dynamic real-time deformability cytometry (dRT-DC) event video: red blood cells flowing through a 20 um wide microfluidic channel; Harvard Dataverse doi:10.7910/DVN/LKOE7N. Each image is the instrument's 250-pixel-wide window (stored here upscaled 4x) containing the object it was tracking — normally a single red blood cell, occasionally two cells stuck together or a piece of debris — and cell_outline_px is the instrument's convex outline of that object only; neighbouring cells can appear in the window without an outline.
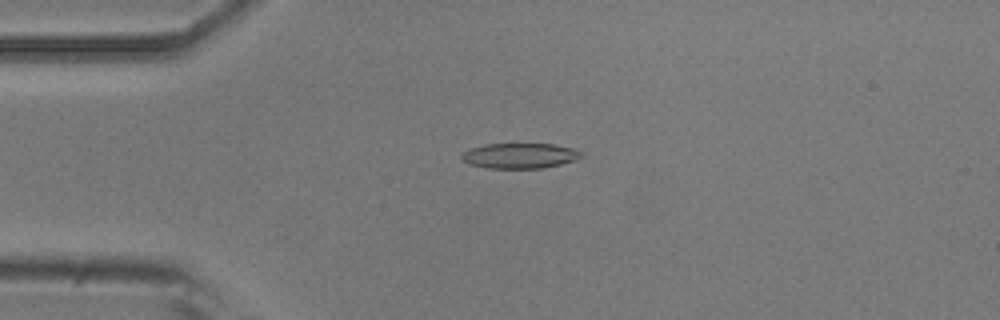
{"species": "common noctule bat (a hibernating species)", "species_latin": "Nyctalus noctula", "temperature_condition": "room temperature", "stored_images_in_passage": 53, "camera_frame_rate_fps": 3000, "um_per_image_px": 0.085, "animal": {"sex": "male", "body_mass_g": 20.5, "forearm_length_mm": 52.5}, "frame": {"image": 1, "passage_image": 13, "time_ms": 4.0, "image_size_px": [1000, 320], "cell_outline_px": [[580, 156], [576, 160], [544, 168], [488, 168], [468, 164], [460, 160], [460, 156], [464, 152], [472, 148], [484, 144], [556, 144], [572, 148], [580, 152]], "centroid_in_image_um": [44.13, 13.24], "position_along_channel_um": 40.9, "area_um2": 17.57}}
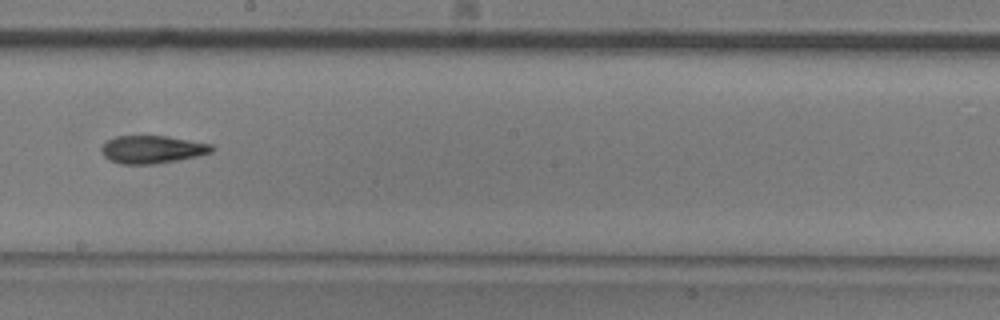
{"frame": {"image": 2, "passage_image": 30, "time_ms": 9.667, "image_size_px": [1000, 320], "cell_outline_px": [[212, 152], [196, 156], [176, 160], [152, 164], [120, 164], [104, 156], [100, 148], [108, 140], [116, 136], [168, 136], [212, 144]], "centroid_in_image_um": [12.92, 12.69], "position_along_channel_um": 235.3, "area_um2": 17.63}}
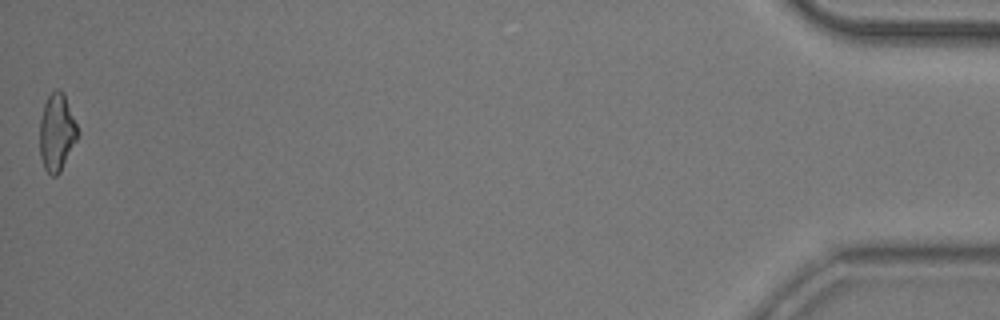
{"frame": {"image": 3, "passage_image": 53, "time_ms": 17.333, "image_size_px": [1000, 320], "cell_outline_px": [[80, 132], [60, 172], [56, 176], [52, 176], [44, 168], [40, 156], [40, 120], [44, 104], [48, 96], [56, 88], [60, 88], [64, 92]], "centroid_in_image_um": [4.83, 11.22], "position_along_channel_um": 430.4, "area_um2": 17.17}, "authors_computed_cell_mechanics": {"area_um2": 17.8602, "velocity_mm_per_s": 3.8291, "shape_relaxation_time_tau1_ms": 6.7471, "shape_relaxation_time_tau2_ms": 6.4387, "deformation_change_tau1": 0.173, "deformation_change_tau2": 0.1723}}